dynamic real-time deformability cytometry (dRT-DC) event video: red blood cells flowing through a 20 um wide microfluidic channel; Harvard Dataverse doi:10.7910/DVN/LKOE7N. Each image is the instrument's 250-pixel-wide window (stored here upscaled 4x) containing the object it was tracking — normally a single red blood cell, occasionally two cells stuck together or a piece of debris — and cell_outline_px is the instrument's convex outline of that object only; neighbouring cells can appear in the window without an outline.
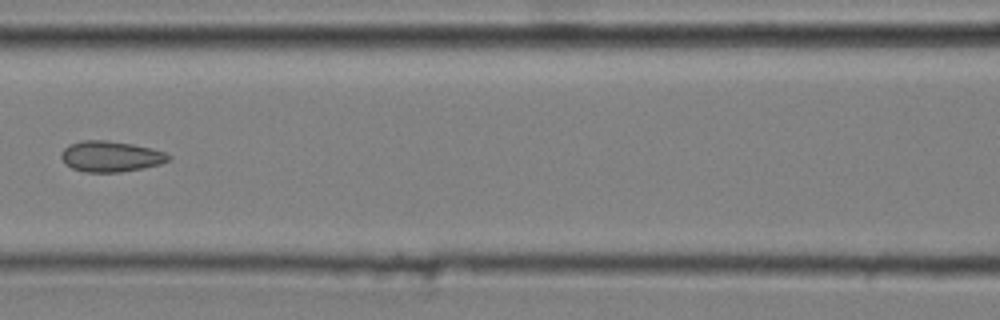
{"species": "common noctule bat (a hibernating species)", "species_latin": "Nyctalus noctula", "temperature_condition": "cold", "stored_images_in_passage": 9, "camera_frame_rate_fps": 3000, "um_per_image_px": 0.085, "animal": {"sex": "male", "body_mass_g": 20.4}, "frame": {"image": 1, "passage_image": 6, "time_ms": 1.667, "image_size_px": [1000, 320], "cell_outline_px": [[172, 160], [160, 164], [144, 168], [120, 172], [84, 172], [72, 168], [64, 164], [60, 156], [60, 152], [68, 144], [84, 140], [108, 140], [132, 144], [152, 148], [164, 152], [172, 156]], "centroid_in_image_um": [9.4, 13.29], "position_along_channel_um": 157.2, "area_um2": 19.54}}
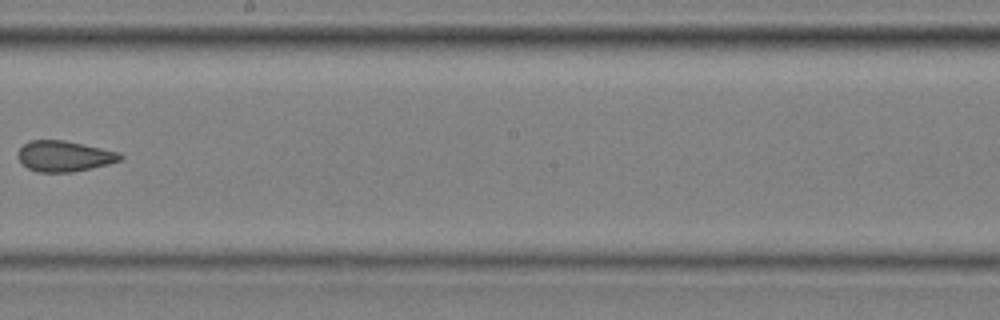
{"frame": {"image": 2, "passage_image": 8, "time_ms": 2.333, "image_size_px": [1000, 320], "cell_outline_px": [[124, 156], [120, 160], [108, 164], [92, 168], [72, 172], [36, 172], [28, 168], [16, 156], [16, 152], [24, 144], [32, 140], [64, 140], [120, 152]], "centroid_in_image_um": [5.45, 13.27], "position_along_channel_um": 242.7, "area_um2": 18.32}}
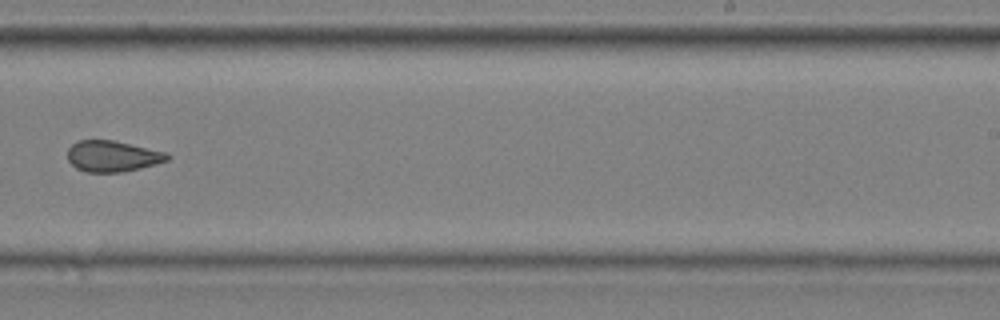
{"frame": {"image": 3, "passage_image": 9, "time_ms": 2.667, "image_size_px": [1000, 320], "cell_outline_px": [[172, 156], [168, 160], [156, 164], [124, 172], [88, 172], [76, 168], [68, 160], [68, 148], [72, 144], [80, 140], [116, 140], [168, 152]], "centroid_in_image_um": [9.61, 13.27], "position_along_channel_um": 279.4, "area_um2": 18.26}}